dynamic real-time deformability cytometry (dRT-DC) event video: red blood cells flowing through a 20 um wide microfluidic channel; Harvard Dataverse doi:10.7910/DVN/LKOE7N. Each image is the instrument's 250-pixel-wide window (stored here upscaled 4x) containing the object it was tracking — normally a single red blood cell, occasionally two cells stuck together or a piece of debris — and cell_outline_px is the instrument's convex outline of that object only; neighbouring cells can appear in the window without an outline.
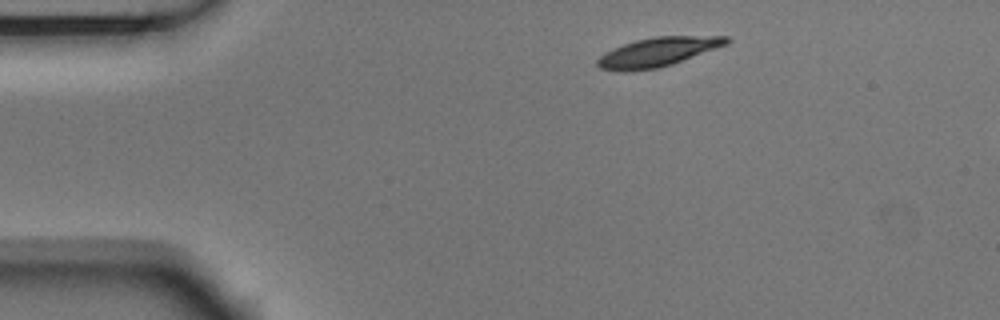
{"species": "Egyptian fruit bat (a non-hibernating species)", "species_latin": "Rousettus aegyptiacus", "temperature_condition": "room temperature", "stored_images_in_passage": 8, "camera_frame_rate_fps": 3000, "um_per_image_px": 0.085, "animal": {"sex": "male"}, "frame": {"image": 1, "passage_image": 1, "time_ms": 0.0, "image_size_px": [1000, 320], "cell_outline_px": [[732, 40], [728, 44], [672, 64], [660, 68], [624, 72], [600, 68], [596, 64], [596, 60], [604, 52], [612, 48], [636, 40], [652, 36], [728, 36]], "centroid_in_image_um": [55.9, 4.42], "position_along_channel_um": 29.1, "area_um2": 22.02}}